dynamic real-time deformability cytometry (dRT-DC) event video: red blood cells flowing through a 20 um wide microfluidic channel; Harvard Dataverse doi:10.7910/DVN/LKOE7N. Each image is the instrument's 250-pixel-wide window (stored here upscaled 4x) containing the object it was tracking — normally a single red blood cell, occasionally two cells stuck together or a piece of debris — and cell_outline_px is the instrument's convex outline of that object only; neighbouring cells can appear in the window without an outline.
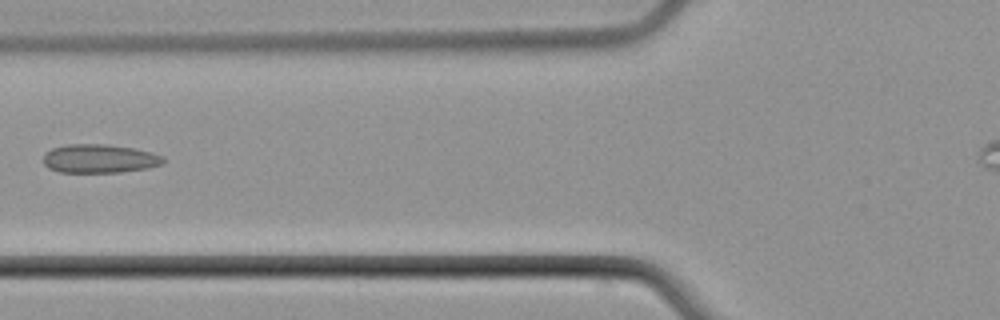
{"species": "common noctule bat (a hibernating species)", "species_latin": "Nyctalus noctula", "temperature_condition": "cold", "stored_images_in_passage": 6, "camera_frame_rate_fps": 3000, "um_per_image_px": 0.085, "animal": {"sex": "male", "body_mass_g": 21.5, "forearm_length_mm": 52.0}, "frame": {"image": 1, "passage_image": 6, "time_ms": 6.0, "image_size_px": [1000, 320], "cell_outline_px": [[164, 164], [148, 168], [120, 172], [60, 172], [48, 168], [44, 164], [44, 152], [52, 148], [68, 144], [104, 144], [136, 148], [152, 152], [164, 156]], "centroid_in_image_um": [8.48, 13.48], "position_along_channel_um": 117.3, "area_um2": 20.23}}